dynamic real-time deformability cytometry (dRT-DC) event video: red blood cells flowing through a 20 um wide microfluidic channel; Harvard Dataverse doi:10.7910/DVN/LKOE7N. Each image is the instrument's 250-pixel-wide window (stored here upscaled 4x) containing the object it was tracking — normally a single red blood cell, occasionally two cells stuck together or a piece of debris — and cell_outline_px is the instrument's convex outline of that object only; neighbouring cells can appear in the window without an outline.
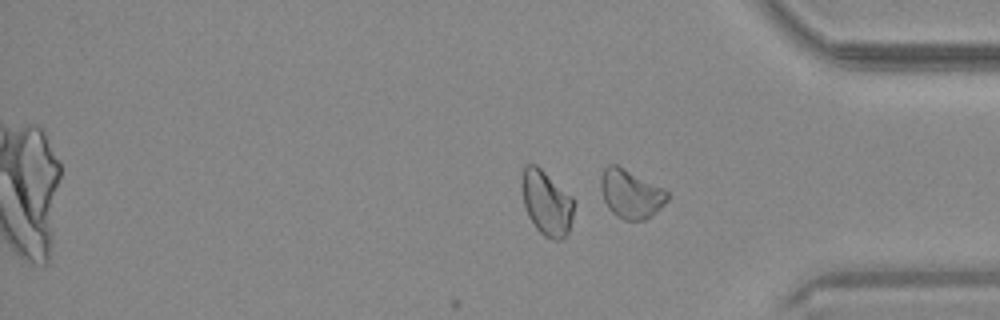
{"species": "common noctule bat (a hibernating species)", "species_latin": "Nyctalus noctula", "temperature_condition": "warm", "stored_images_in_passage": 27, "camera_frame_rate_fps": 3000, "um_per_image_px": 0.085, "animal": {"sex": "male", "body_mass_g": 20.4}, "frame": {"image": 1, "passage_image": 27, "time_ms": 8.667, "image_size_px": [1000, 320], "cell_outline_px": [[668, 200], [656, 212], [644, 220], [624, 220], [616, 216], [608, 208], [604, 200], [600, 188], [600, 176], [604, 168], [608, 164], [616, 164], [664, 188], [668, 192]], "centroid_in_image_um": [53.6, 16.47], "position_along_channel_um": 381.6, "area_um2": 18.96}}